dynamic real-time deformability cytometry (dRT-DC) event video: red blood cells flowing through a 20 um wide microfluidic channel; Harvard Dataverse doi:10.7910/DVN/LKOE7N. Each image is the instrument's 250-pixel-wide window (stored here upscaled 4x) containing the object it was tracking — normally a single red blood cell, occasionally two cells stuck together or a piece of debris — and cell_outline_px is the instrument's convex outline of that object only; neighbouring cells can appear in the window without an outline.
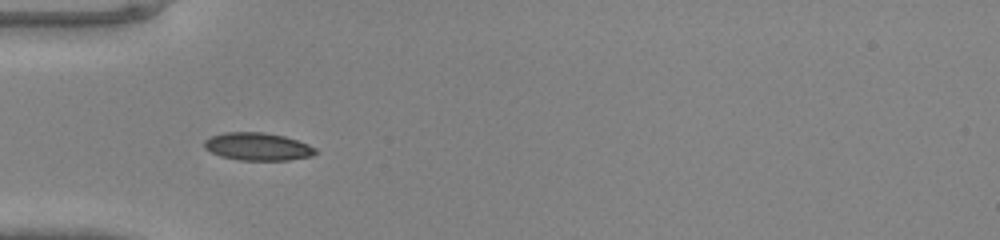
{"species": "common noctule bat (a hibernating species)", "species_latin": "Nyctalus noctula", "temperature_condition": "warm", "stored_images_in_passage": 33, "camera_frame_rate_fps": 3000, "um_per_image_px": 0.085, "animal": {"sex": "male", "body_mass_g": 20.0, "forearm_length_mm": 53.3}, "frame": {"image": 1, "passage_image": 1, "time_ms": 0.0, "image_size_px": [1000, 240], "cell_outline_px": [[320, 152], [312, 156], [288, 160], [240, 160], [220, 156], [204, 148], [204, 140], [212, 136], [224, 132], [264, 132], [284, 136], [308, 144], [316, 148]], "centroid_in_image_um": [21.93, 12.46], "position_along_channel_um": 63.1, "area_um2": 18.03}}
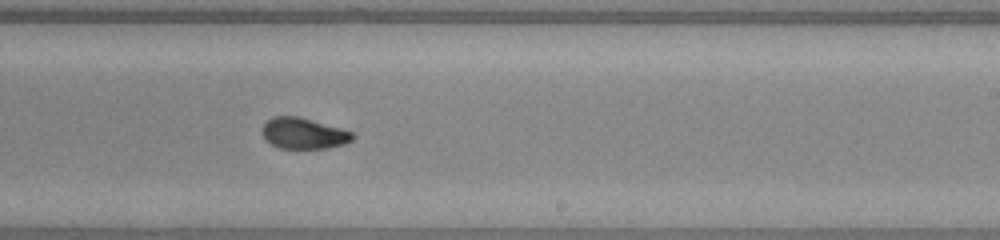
{"frame": {"image": 2, "passage_image": 15, "time_ms": 4.667, "image_size_px": [1000, 240], "cell_outline_px": [[356, 136], [352, 140], [344, 144], [328, 148], [280, 148], [264, 140], [260, 132], [260, 128], [272, 116], [296, 116], [312, 120], [340, 128], [352, 132]], "centroid_in_image_um": [25.76, 11.34], "position_along_channel_um": 263.2, "area_um2": 16.42}}
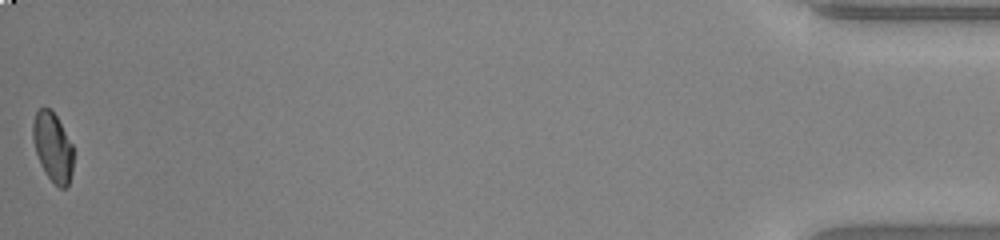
{"frame": {"image": 3, "passage_image": 33, "time_ms": 10.667, "image_size_px": [1000, 240], "cell_outline_px": [[72, 172], [68, 184], [64, 188], [60, 188], [48, 176], [40, 164], [32, 140], [32, 124], [36, 112], [40, 108], [48, 108], [56, 116], [72, 144]], "centroid_in_image_um": [4.46, 12.49], "position_along_channel_um": 430.7, "area_um2": 16.01}}